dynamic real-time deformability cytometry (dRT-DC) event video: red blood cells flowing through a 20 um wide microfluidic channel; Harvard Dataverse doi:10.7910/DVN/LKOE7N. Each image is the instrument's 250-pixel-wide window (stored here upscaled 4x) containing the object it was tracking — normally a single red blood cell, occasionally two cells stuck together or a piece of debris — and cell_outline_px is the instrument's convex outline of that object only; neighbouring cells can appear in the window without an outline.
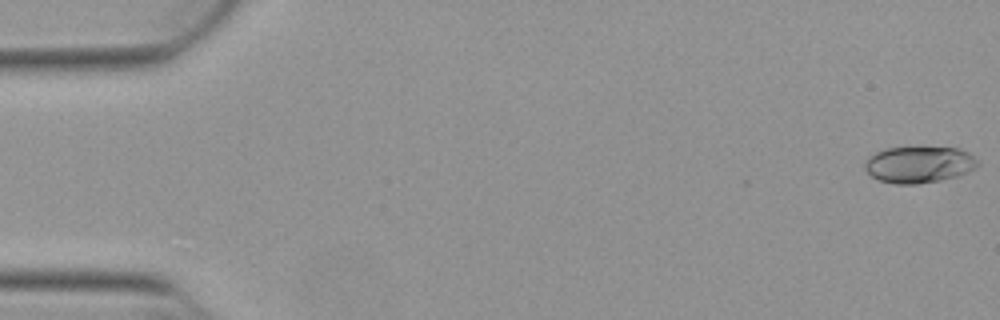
{"species": "Egyptian fruit bat (a non-hibernating species)", "species_latin": "Rousettus aegyptiacus", "temperature_condition": "warm", "stored_images_in_passage": 53, "camera_frame_rate_fps": 3000, "um_per_image_px": 0.085, "animal": {"sex": "female"}, "frame": {"image": 1, "passage_image": 1, "time_ms": 0.0, "image_size_px": [1000, 320], "cell_outline_px": [[976, 164], [972, 168], [964, 172], [952, 176], [936, 180], [912, 184], [900, 184], [880, 180], [872, 176], [868, 172], [864, 164], [872, 156], [888, 148], [956, 148], [964, 152]], "centroid_in_image_um": [78.01, 13.99], "position_along_channel_um": 7.0, "area_um2": 22.37}}
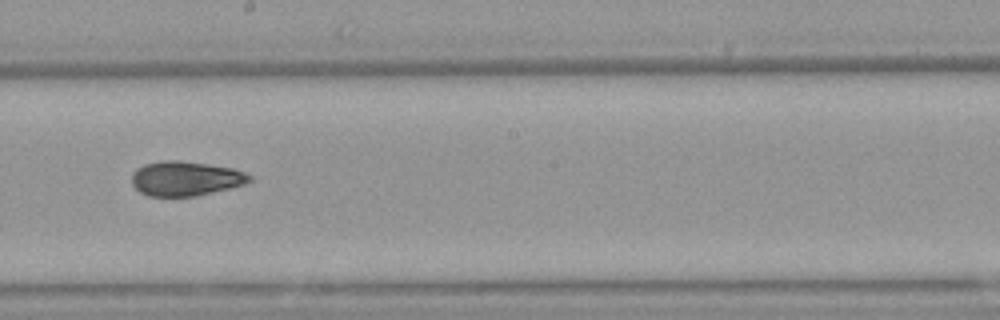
{"frame": {"image": 2, "passage_image": 30, "time_ms": 9.667, "image_size_px": [1000, 320], "cell_outline_px": [[252, 180], [244, 184], [228, 188], [192, 196], [152, 196], [140, 192], [132, 184], [132, 176], [144, 164], [164, 160], [172, 160], [204, 164], [232, 168], [244, 172], [252, 176]], "centroid_in_image_um": [15.78, 15.18], "position_along_channel_um": 232.4, "area_um2": 23.06}}
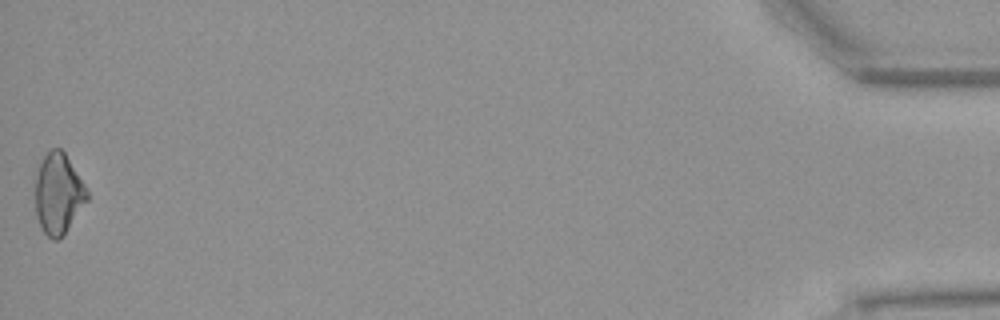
{"frame": {"image": 3, "passage_image": 53, "time_ms": 17.333, "image_size_px": [1000, 320], "cell_outline_px": [[88, 200], [64, 236], [56, 240], [52, 240], [44, 232], [36, 216], [36, 176], [40, 160], [52, 148], [60, 148], [64, 152], [84, 184], [88, 192]], "centroid_in_image_um": [4.96, 16.49], "position_along_channel_um": 430.2, "area_um2": 24.28}, "authors_computed_cell_mechanics": {"area_um2": 23.0622, "velocity_mm_per_s": 3.8641, "shape_relaxation_time_tau1_ms": null, "shape_relaxation_time_tau2_ms": 3.0655, "deformation_change_tau1": null, "deformation_change_tau2": 0.0797}}